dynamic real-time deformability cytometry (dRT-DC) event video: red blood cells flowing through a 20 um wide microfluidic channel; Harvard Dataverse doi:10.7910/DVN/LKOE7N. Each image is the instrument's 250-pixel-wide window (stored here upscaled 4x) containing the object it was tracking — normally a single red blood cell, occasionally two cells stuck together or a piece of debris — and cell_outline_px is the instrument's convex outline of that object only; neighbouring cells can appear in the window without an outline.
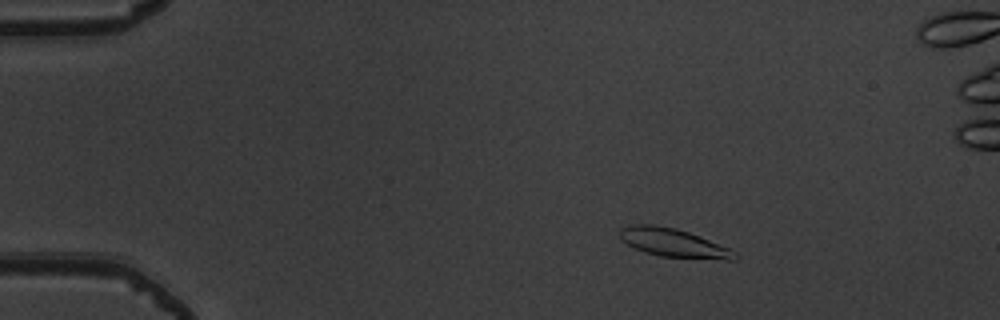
{"species": "common noctule bat (a hibernating species)", "species_latin": "Nyctalus noctula", "temperature_condition": "warm", "stored_images_in_passage": 46, "camera_frame_rate_fps": 3000, "um_per_image_px": 0.085, "animal": {"sex": "male", "body_mass_g": 19.5, "forearm_length_mm": 54.6}, "frame": {"image": 1, "passage_image": 2, "time_ms": 0.333, "image_size_px": [1000, 320], "cell_outline_px": [[740, 256], [736, 260], [728, 260], [660, 256], [644, 252], [620, 240], [620, 228], [628, 224], [652, 224], [676, 228], [700, 236], [728, 248], [736, 252]], "centroid_in_image_um": [57.24, 20.64], "position_along_channel_um": 27.8, "area_um2": 19.19}}
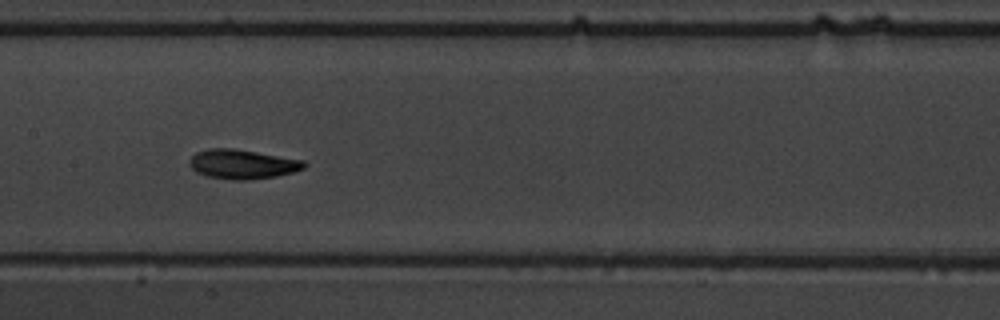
{"frame": {"image": 2, "passage_image": 20, "time_ms": 6.333, "image_size_px": [1000, 320], "cell_outline_px": [[308, 164], [304, 168], [292, 172], [276, 176], [248, 180], [232, 180], [208, 176], [196, 172], [188, 164], [192, 156], [196, 152], [208, 148], [232, 148], [304, 160]], "centroid_in_image_um": [20.6, 13.95], "position_along_channel_um": 186.8, "area_um2": 19.59}}
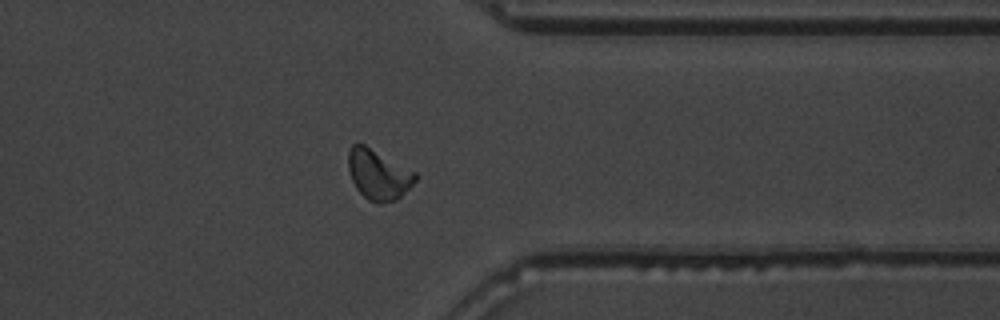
{"frame": {"image": 3, "passage_image": 35, "time_ms": 11.333, "image_size_px": [1000, 320], "cell_outline_px": [[416, 180], [396, 200], [380, 204], [368, 200], [356, 188], [352, 180], [348, 168], [348, 152], [352, 144], [364, 144], [416, 172]], "centroid_in_image_um": [32.14, 14.84], "position_along_channel_um": 379.3, "area_um2": 19.36}}